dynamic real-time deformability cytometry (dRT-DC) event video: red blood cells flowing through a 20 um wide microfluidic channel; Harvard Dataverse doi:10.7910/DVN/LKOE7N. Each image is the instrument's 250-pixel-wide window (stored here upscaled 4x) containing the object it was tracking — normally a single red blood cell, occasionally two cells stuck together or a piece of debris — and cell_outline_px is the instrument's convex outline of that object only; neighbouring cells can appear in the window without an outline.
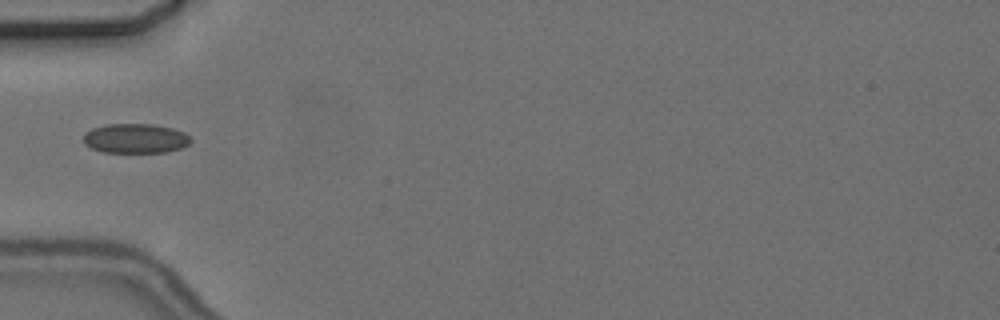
{"species": "common noctule bat (a hibernating species)", "species_latin": "Nyctalus noctula", "temperature_condition": "cold", "stored_images_in_passage": 6, "segment_of_instrument_passage": [2, 2], "camera_frame_rate_fps": 3000, "um_per_image_px": 0.085, "animal": {"sex": "female", "body_mass_g": 24.6, "forearm_length_mm": 56.2}, "frame": {"image": 1, "passage_image": 6, "time_ms": 5.667, "image_size_px": [1000, 320], "cell_outline_px": [[192, 140], [188, 144], [180, 148], [168, 152], [104, 152], [92, 148], [84, 144], [84, 132], [92, 128], [108, 124], [152, 124], [172, 128], [184, 132]], "centroid_in_image_um": [11.5, 11.76], "position_along_channel_um": 73.5, "area_um2": 18.44}}